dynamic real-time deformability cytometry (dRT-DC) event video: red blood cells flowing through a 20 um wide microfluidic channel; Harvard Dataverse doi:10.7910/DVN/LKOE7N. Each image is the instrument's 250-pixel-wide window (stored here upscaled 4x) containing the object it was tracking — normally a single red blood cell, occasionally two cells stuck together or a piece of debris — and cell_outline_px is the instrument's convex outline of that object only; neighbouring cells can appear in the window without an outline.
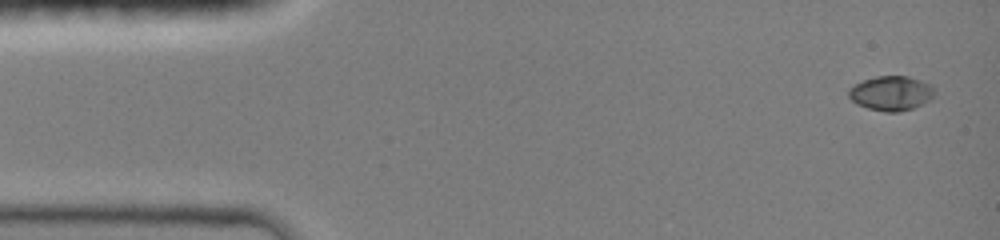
{"species": "common noctule bat (a hibernating species)", "species_latin": "Nyctalus noctula", "temperature_condition": "room temperature", "stored_images_in_passage": 13, "camera_frame_rate_fps": 3000, "um_per_image_px": 0.085, "animal": {"sex": "female", "body_mass_g": 19.0, "forearm_length_mm": 51.5}, "frame": {"image": 1, "passage_image": 1, "time_ms": 0.0, "image_size_px": [1000, 240], "cell_outline_px": [[936, 96], [912, 108], [900, 112], [884, 112], [868, 108], [856, 104], [848, 96], [848, 88], [864, 80], [876, 76], [908, 76], [928, 84], [936, 92]], "centroid_in_image_um": [75.72, 7.93], "position_along_channel_um": 9.3, "area_um2": 17.17}}
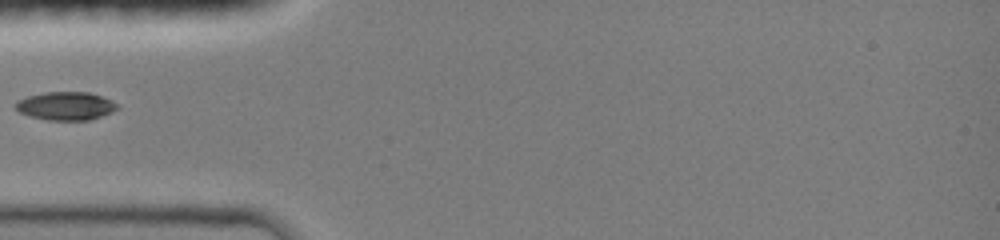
{"frame": {"image": 2, "passage_image": 10, "time_ms": 4.333, "image_size_px": [1000, 240], "cell_outline_px": [[120, 108], [112, 112], [88, 120], [48, 120], [28, 116], [20, 112], [12, 104], [16, 100], [28, 96], [44, 92], [88, 92], [100, 96], [116, 104]], "centroid_in_image_um": [5.52, 9.01], "position_along_channel_um": 79.5, "area_um2": 16.7}}
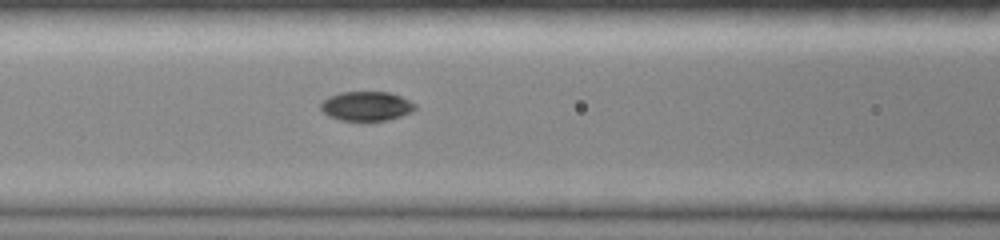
{"frame": {"image": 3, "passage_image": 13, "time_ms": 5.667, "image_size_px": [1000, 240], "cell_outline_px": [[416, 108], [400, 116], [388, 120], [368, 124], [340, 120], [328, 116], [320, 108], [320, 104], [328, 96], [340, 92], [388, 92], [400, 96], [416, 104]], "centroid_in_image_um": [31.11, 9.06], "position_along_channel_um": 135.5, "area_um2": 16.65}}